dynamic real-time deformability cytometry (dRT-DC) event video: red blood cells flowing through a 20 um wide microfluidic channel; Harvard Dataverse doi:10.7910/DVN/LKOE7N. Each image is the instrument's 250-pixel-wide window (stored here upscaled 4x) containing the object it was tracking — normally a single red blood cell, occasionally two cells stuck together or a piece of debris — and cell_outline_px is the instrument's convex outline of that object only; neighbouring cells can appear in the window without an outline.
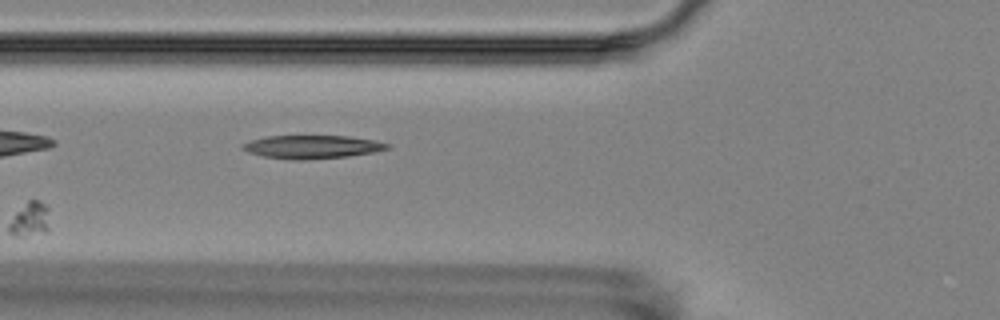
{"species": "Egyptian fruit bat (a non-hibernating species)", "species_latin": "Rousettus aegyptiacus", "temperature_condition": "room temperature", "stored_images_in_passage": 6, "camera_frame_rate_fps": 3000, "um_per_image_px": 0.085, "animal": {"sex": "female"}, "frame": {"image": 1, "passage_image": 6, "time_ms": 6.667, "image_size_px": [1000, 320], "cell_outline_px": [[392, 148], [372, 152], [348, 156], [304, 160], [296, 160], [264, 156], [248, 152], [240, 148], [240, 144], [252, 140], [268, 136], [348, 136], [372, 140], [392, 144]], "centroid_in_image_um": [26.53, 12.48], "position_along_channel_um": 99.3, "area_um2": 19.54}}